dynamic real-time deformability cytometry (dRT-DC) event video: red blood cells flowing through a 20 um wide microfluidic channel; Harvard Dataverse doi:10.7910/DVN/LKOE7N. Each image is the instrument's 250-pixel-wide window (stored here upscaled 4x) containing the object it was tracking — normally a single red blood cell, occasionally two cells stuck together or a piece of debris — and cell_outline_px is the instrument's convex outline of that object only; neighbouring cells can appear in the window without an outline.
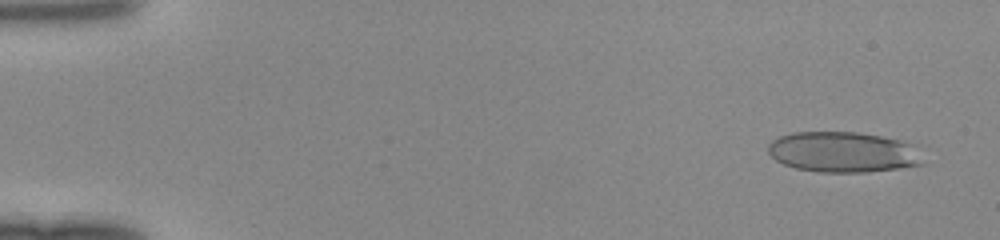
{"species": "human", "species_latin": "Homo sapiens", "temperature_condition": "room temperature", "stored_images_in_passage": 48, "camera_frame_rate_fps": 3000, "um_per_image_px": 0.085, "donor": {"sex": "female"}, "frame": {"image": 1, "passage_image": 3, "time_ms": 0.667, "image_size_px": [1000, 240], "cell_outline_px": [[924, 164], [900, 168], [868, 172], [820, 172], [796, 168], [784, 164], [776, 160], [768, 152], [768, 144], [772, 140], [780, 136], [792, 132], [856, 132], [880, 136], [900, 140], [912, 144]], "centroid_in_image_um": [71.63, 12.93], "position_along_channel_um": 13.4, "area_um2": 36.41}}
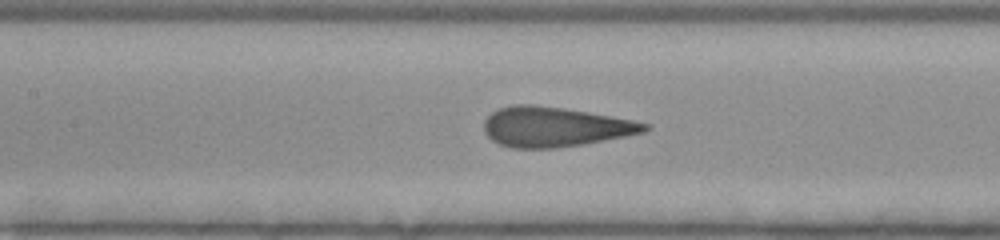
{"frame": {"image": 2, "passage_image": 23, "time_ms": 7.333, "image_size_px": [1000, 240], "cell_outline_px": [[652, 124], [644, 132], [584, 144], [556, 148], [512, 148], [500, 144], [492, 140], [484, 132], [484, 120], [492, 112], [500, 108], [512, 104], [532, 104], [564, 108], [588, 112], [632, 120]], "centroid_in_image_um": [47.13, 10.78], "position_along_channel_um": 160.3, "area_um2": 37.17}}
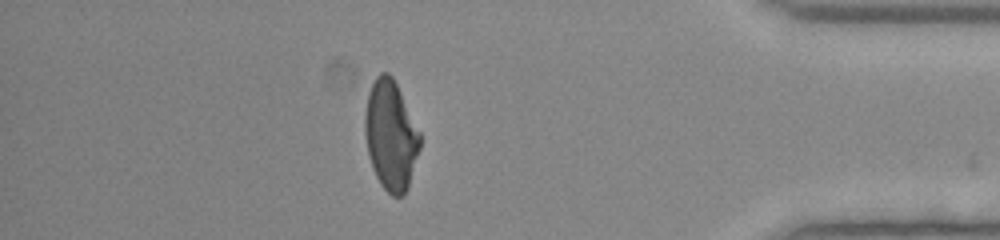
{"frame": {"image": 3, "passage_image": 42, "time_ms": 13.667, "image_size_px": [1000, 240], "cell_outline_px": [[420, 148], [408, 188], [404, 196], [392, 196], [380, 184], [372, 168], [368, 156], [364, 132], [364, 116], [368, 92], [376, 76], [380, 72], [388, 72], [392, 76], [420, 132]], "centroid_in_image_um": [33.2, 11.52], "position_along_channel_um": 402.0, "area_um2": 35.26}}